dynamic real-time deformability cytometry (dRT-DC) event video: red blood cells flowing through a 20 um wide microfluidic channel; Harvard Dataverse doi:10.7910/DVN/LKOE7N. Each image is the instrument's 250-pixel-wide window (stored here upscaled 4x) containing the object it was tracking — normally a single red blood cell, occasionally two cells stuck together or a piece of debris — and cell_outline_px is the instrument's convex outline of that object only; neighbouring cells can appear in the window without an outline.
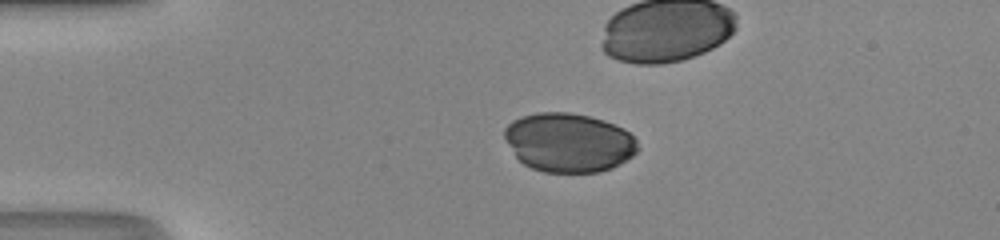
{"species": "human", "species_latin": "Homo sapiens", "temperature_condition": "room temperature", "stored_images_in_passage": 41, "camera_frame_rate_fps": 3000, "um_per_image_px": 0.085, "donor": {"sex": "male"}, "frame": {"image": 1, "passage_image": 12, "time_ms": 3.667, "image_size_px": [1000, 240], "cell_outline_px": [[640, 148], [632, 156], [620, 164], [612, 168], [600, 172], [544, 172], [532, 168], [524, 164], [516, 156], [504, 136], [504, 128], [512, 120], [520, 116], [536, 112], [568, 112], [588, 116], [604, 120], [624, 128], [636, 140]], "centroid_in_image_um": [48.35, 12.11], "position_along_channel_um": 36.6, "area_um2": 45.95}}